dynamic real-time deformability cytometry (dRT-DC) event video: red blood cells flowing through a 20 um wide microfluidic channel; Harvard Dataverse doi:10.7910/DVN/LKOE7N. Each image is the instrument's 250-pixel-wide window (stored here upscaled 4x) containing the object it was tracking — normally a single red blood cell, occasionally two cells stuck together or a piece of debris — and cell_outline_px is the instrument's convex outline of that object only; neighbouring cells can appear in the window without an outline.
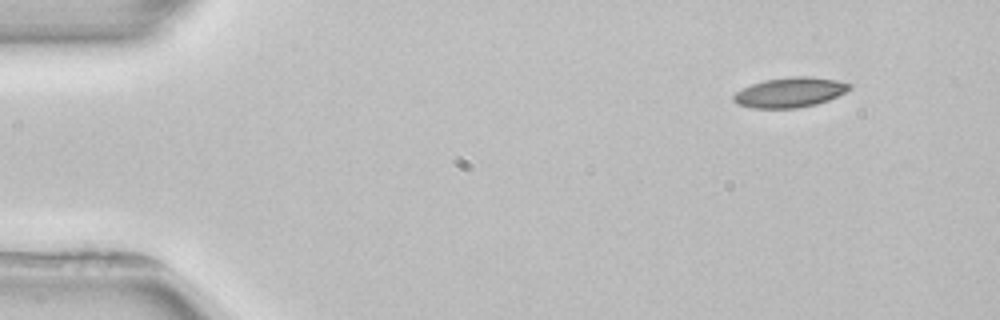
{"species": "common noctule bat (a hibernating species)", "species_latin": "Nyctalus noctula", "temperature_condition": "room temperature", "stored_images_in_passage": 3, "camera_frame_rate_fps": 3000, "um_per_image_px": 0.085, "animal": {"sex": "female", "body_mass_g": 22.7, "forearm_length_mm": 54.2}, "frame": {"image": 1, "passage_image": 1, "time_ms": 0.0, "image_size_px": [1000, 320], "cell_outline_px": [[852, 88], [828, 100], [816, 104], [796, 108], [752, 108], [736, 104], [732, 100], [732, 96], [736, 92], [752, 84], [764, 80], [792, 76], [808, 76], [840, 80], [852, 84]], "centroid_in_image_um": [67.14, 7.84], "position_along_channel_um": 17.9, "area_um2": 20.29}}
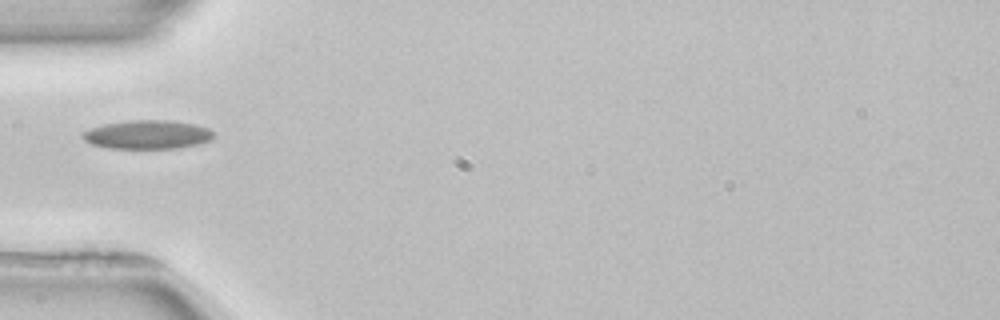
{"frame": {"image": 2, "passage_image": 3, "time_ms": 4.0, "image_size_px": [1000, 320], "cell_outline_px": [[216, 136], [212, 140], [196, 144], [176, 148], [108, 148], [92, 144], [84, 140], [80, 136], [80, 132], [104, 124], [132, 120], [168, 120], [196, 124], [208, 128], [216, 132]], "centroid_in_image_um": [12.56, 11.43], "position_along_channel_um": 72.4, "area_um2": 22.08}}